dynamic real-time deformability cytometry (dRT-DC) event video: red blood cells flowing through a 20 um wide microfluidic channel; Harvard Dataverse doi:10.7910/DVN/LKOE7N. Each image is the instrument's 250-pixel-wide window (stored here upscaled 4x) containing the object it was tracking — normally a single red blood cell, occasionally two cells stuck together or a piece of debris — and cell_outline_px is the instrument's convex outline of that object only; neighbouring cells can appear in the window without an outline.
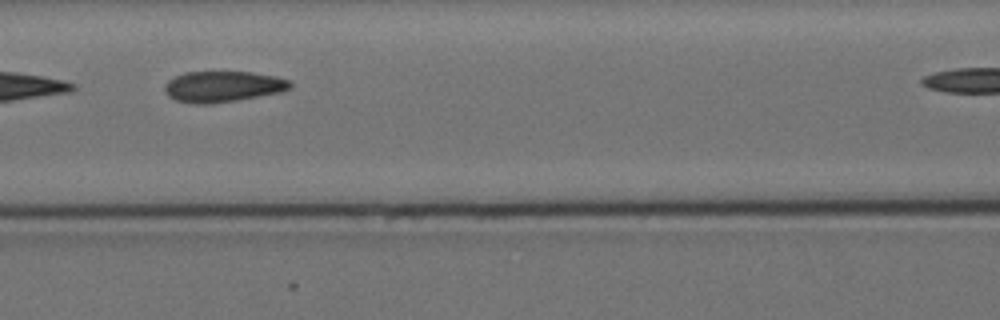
{"species": "Egyptian fruit bat (a non-hibernating species)", "species_latin": "Rousettus aegyptiacus", "temperature_condition": "cold", "stored_images_in_passage": 13, "camera_frame_rate_fps": 3000, "um_per_image_px": 0.085, "animal": {"sex": "female"}, "frame": {"image": 1, "passage_image": 4, "time_ms": 3.667, "image_size_px": [1000, 320], "cell_outline_px": [[292, 88], [280, 92], [236, 100], [208, 104], [196, 104], [176, 100], [168, 96], [164, 88], [164, 84], [168, 80], [184, 72], [248, 72], [276, 76], [288, 80], [292, 84]], "centroid_in_image_um": [18.92, 7.35], "position_along_channel_um": 147.7, "area_um2": 22.48}}
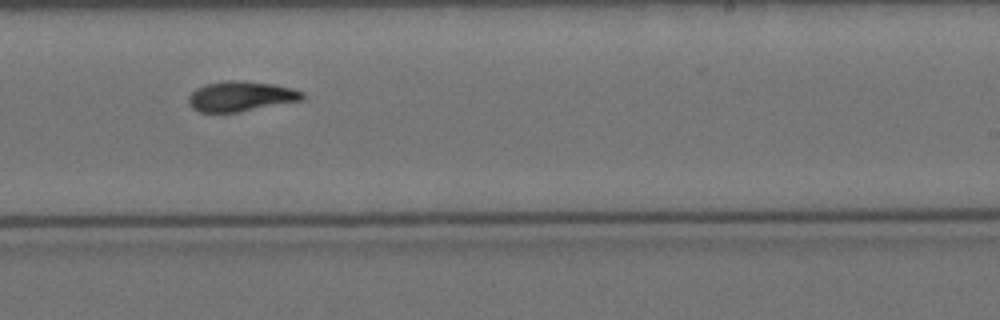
{"frame": {"image": 2, "passage_image": 8, "time_ms": 9.0, "image_size_px": [1000, 320], "cell_outline_px": [[304, 100], [236, 112], [200, 112], [192, 108], [188, 104], [188, 96], [196, 88], [204, 84], [228, 80], [236, 80], [272, 84], [292, 88], [304, 92]], "centroid_in_image_um": [20.45, 8.18], "position_along_channel_um": 268.5, "area_um2": 19.94}}
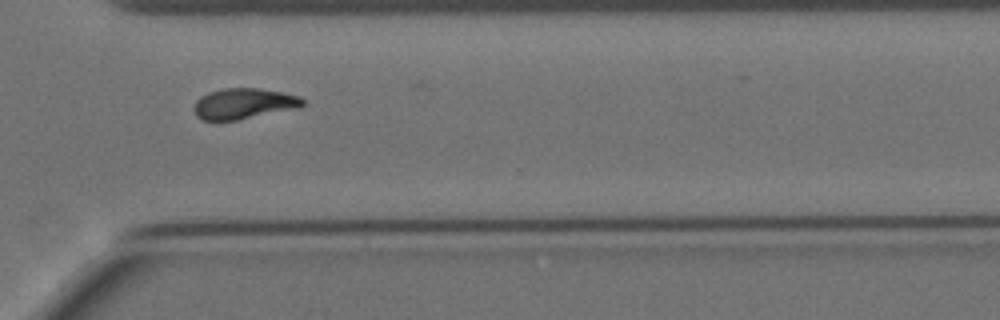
{"frame": {"image": 3, "passage_image": 10, "time_ms": 11.333, "image_size_px": [1000, 320], "cell_outline_px": [[304, 104], [300, 108], [236, 120], [200, 120], [196, 116], [192, 108], [196, 100], [200, 96], [208, 92], [224, 88], [256, 88], [284, 92], [300, 96], [304, 100]], "centroid_in_image_um": [20.71, 8.81], "position_along_channel_um": 349.9, "area_um2": 19.71}, "authors_computed_cell_mechanics": {"area_um2": 20.6924, "velocity_mm_per_s": 3.478, "shape_relaxation_time_tau1_ms": null, "shape_relaxation_time_tau2_ms": 1.5041, "deformation_change_tau1": null, "deformation_change_tau2": 0.0498}}